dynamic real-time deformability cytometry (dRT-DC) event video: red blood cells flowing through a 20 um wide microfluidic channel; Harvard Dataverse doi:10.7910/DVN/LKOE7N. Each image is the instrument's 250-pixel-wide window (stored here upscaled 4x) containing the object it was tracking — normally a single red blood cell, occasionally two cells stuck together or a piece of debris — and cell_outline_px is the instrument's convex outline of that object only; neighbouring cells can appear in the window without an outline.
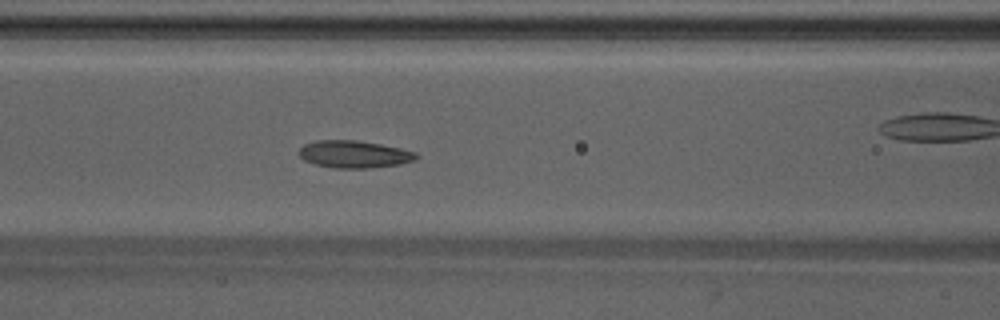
{"species": "Egyptian fruit bat (a non-hibernating species)", "species_latin": "Rousettus aegyptiacus", "temperature_condition": "warm", "stored_images_in_passage": 51, "camera_frame_rate_fps": 3000, "um_per_image_px": 0.085, "animal": {"sex": "male"}, "frame": {"image": 1, "passage_image": 22, "time_ms": 7.0, "image_size_px": [1000, 320], "cell_outline_px": [[420, 156], [416, 160], [400, 164], [368, 168], [332, 168], [316, 164], [304, 160], [296, 152], [304, 144], [316, 140], [356, 140], [380, 144], [400, 148], [416, 152]], "centroid_in_image_um": [30.1, 13.11], "position_along_channel_um": 136.5, "area_um2": 18.79}}
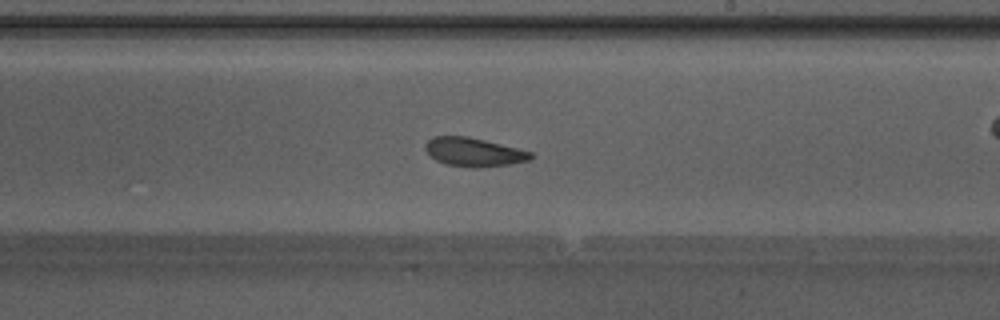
{"frame": {"image": 2, "passage_image": 30, "time_ms": 9.667, "image_size_px": [1000, 320], "cell_outline_px": [[536, 156], [532, 160], [512, 164], [476, 168], [472, 168], [444, 164], [436, 160], [424, 148], [424, 144], [432, 136], [468, 136], [532, 152]], "centroid_in_image_um": [40.29, 12.94], "position_along_channel_um": 248.7, "area_um2": 17.8}, "authors_computed_cell_mechanics": {"area_um2": 18.5538, "velocity_mm_per_s": 4.2185, "shape_relaxation_time_tau1_ms": 2.3706, "shape_relaxation_time_tau2_ms": 2.5833, "deformation_change_tau1": 0.1036, "deformation_change_tau2": 0.1031}}